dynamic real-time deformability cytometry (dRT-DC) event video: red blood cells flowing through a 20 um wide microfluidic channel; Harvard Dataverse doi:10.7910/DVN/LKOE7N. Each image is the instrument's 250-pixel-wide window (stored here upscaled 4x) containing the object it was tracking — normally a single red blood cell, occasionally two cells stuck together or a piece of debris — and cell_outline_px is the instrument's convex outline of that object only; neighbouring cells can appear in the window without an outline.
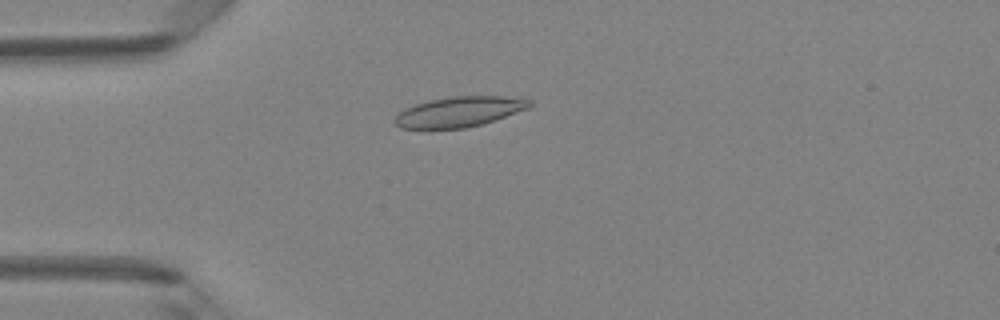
{"species": "Egyptian fruit bat (a non-hibernating species)", "species_latin": "Rousettus aegyptiacus", "temperature_condition": "room temperature", "stored_images_in_passage": 48, "camera_frame_rate_fps": 3000, "um_per_image_px": 0.085, "animal": {"sex": "female"}, "frame": {"image": 1, "passage_image": 13, "time_ms": 4.0, "image_size_px": [1000, 320], "cell_outline_px": [[532, 104], [528, 108], [484, 124], [464, 128], [400, 128], [392, 120], [404, 108], [416, 104], [432, 100], [452, 96], [504, 96], [532, 100]], "centroid_in_image_um": [39.04, 9.5], "position_along_channel_um": 46.0, "area_um2": 23.58}}
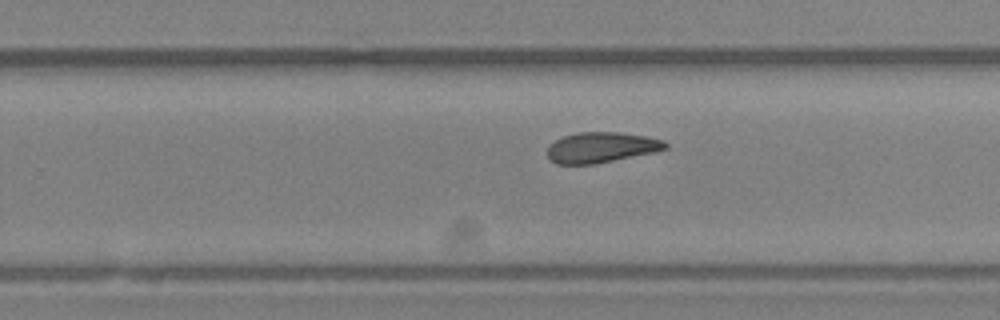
{"frame": {"image": 2, "passage_image": 31, "time_ms": 10.0, "image_size_px": [1000, 320], "cell_outline_px": [[668, 148], [656, 152], [596, 164], [556, 164], [548, 156], [548, 148], [556, 140], [564, 136], [576, 132], [620, 132], [648, 136], [664, 140], [668, 144]], "centroid_in_image_um": [51.17, 12.53], "position_along_channel_um": 278.6, "area_um2": 21.1}}
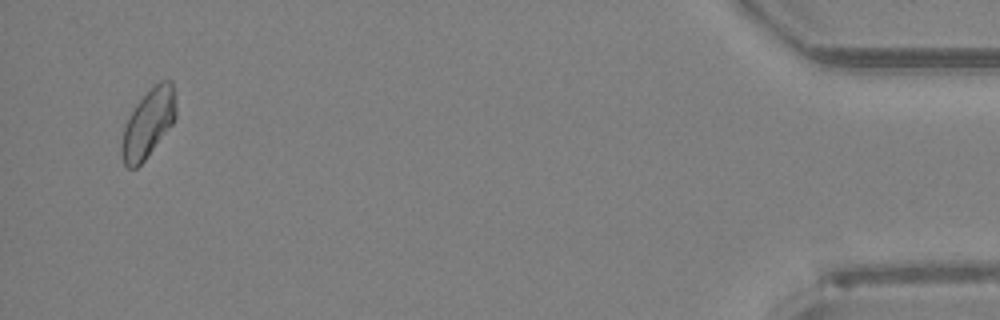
{"frame": {"image": 3, "passage_image": 47, "time_ms": 15.333, "image_size_px": [1000, 320], "cell_outline_px": [[176, 116], [172, 124], [144, 160], [136, 168], [128, 168], [124, 164], [120, 152], [120, 148], [124, 128], [128, 116], [136, 104], [160, 80], [172, 80], [176, 108]], "centroid_in_image_um": [12.58, 10.49], "position_along_channel_um": 422.6, "area_um2": 21.27}, "authors_computed_cell_mechanics": {"area_um2": 21.8773, "velocity_mm_per_s": 4.1976, "shape_relaxation_time_tau1_ms": null, "shape_relaxation_time_tau2_ms": 3.1292, "deformation_change_tau1": null, "deformation_change_tau2": 0.074}}